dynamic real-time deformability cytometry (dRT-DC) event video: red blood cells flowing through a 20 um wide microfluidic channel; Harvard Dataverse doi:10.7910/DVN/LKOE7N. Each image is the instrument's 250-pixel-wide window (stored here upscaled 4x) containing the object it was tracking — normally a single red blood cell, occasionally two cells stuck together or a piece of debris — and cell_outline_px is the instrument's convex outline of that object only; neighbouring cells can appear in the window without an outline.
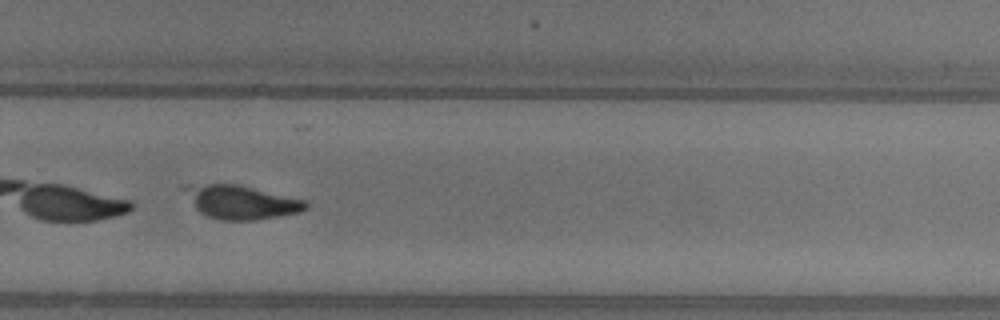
{"species": "common noctule bat (a hibernating species)", "species_latin": "Nyctalus noctula", "temperature_condition": "warm", "stored_images_in_passage": 31, "camera_frame_rate_fps": 3000, "um_per_image_px": 0.085, "animal": {"sex": "female"}, "frame": {"image": 1, "passage_image": 18, "time_ms": 5.667, "image_size_px": [1000, 320], "cell_outline_px": [[308, 208], [300, 212], [256, 220], [224, 220], [208, 216], [200, 212], [196, 208], [180, 188], [184, 184], [236, 184], [308, 200]], "centroid_in_image_um": [20.49, 17.16], "position_along_channel_um": 309.3, "area_um2": 23.81}}